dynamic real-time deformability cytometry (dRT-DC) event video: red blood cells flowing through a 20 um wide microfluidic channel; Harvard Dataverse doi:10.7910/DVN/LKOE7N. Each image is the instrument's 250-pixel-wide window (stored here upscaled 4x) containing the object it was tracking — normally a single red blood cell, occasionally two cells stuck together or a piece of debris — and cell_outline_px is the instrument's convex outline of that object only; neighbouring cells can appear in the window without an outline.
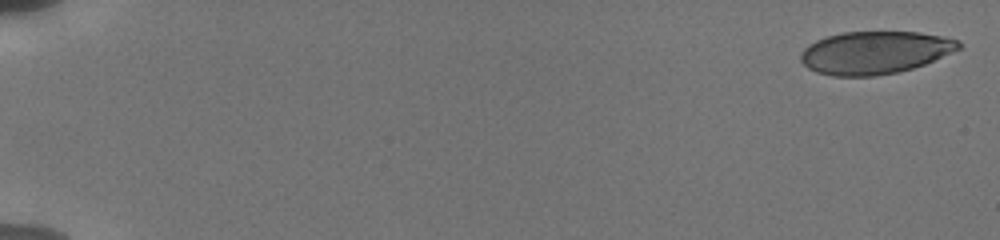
{"species": "human", "species_latin": "Homo sapiens", "temperature_condition": "cold", "stored_images_in_passage": 55, "camera_frame_rate_fps": 3000, "um_per_image_px": 0.085, "donor": {"sex": "male"}, "frame": {"image": 1, "passage_image": 1, "time_ms": 0.0, "image_size_px": [1000, 240], "cell_outline_px": [[960, 48], [924, 64], [912, 68], [896, 72], [872, 76], [832, 76], [816, 72], [808, 68], [800, 60], [800, 52], [808, 44], [816, 40], [828, 36], [844, 32], [920, 32], [960, 40]], "centroid_in_image_um": [74.31, 4.47], "position_along_channel_um": 10.7, "area_um2": 39.07}}
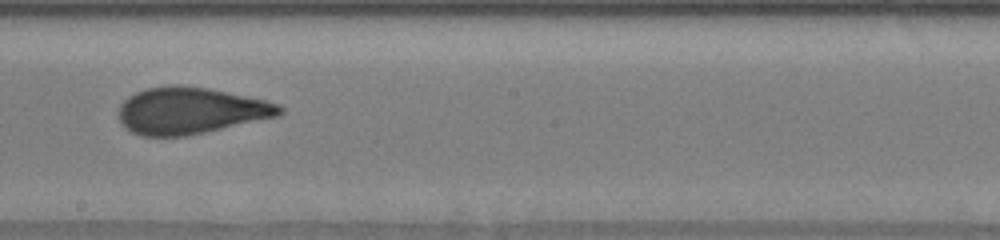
{"frame": {"image": 2, "passage_image": 33, "time_ms": 10.667, "image_size_px": [1000, 240], "cell_outline_px": [[284, 112], [280, 116], [204, 132], [184, 136], [140, 136], [132, 132], [120, 124], [120, 104], [128, 96], [144, 88], [168, 84], [176, 84], [208, 88], [264, 100], [280, 104], [284, 108]], "centroid_in_image_um": [16.18, 9.4], "position_along_channel_um": 232.0, "area_um2": 43.87}}
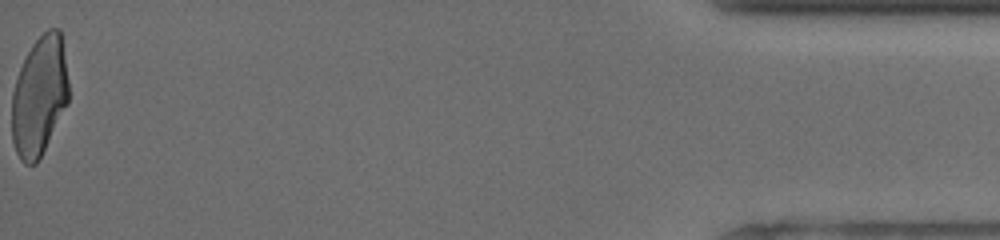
{"frame": {"image": 3, "passage_image": 55, "time_ms": 18.0, "image_size_px": [1000, 240], "cell_outline_px": [[68, 104], [36, 164], [24, 164], [20, 160], [16, 152], [12, 140], [12, 92], [20, 68], [32, 44], [48, 28], [60, 28], [68, 80]], "centroid_in_image_um": [3.34, 8.17], "position_along_channel_um": 431.9, "area_um2": 39.42}, "authors_computed_cell_mechanics": {"area_um2": 42.3096, "velocity_mm_per_s": 3.8362, "shape_relaxation_time_tau1_ms": null, "shape_relaxation_time_tau2_ms": 0.883, "deformation_change_tau1": null, "deformation_change_tau2": 0.0687}}